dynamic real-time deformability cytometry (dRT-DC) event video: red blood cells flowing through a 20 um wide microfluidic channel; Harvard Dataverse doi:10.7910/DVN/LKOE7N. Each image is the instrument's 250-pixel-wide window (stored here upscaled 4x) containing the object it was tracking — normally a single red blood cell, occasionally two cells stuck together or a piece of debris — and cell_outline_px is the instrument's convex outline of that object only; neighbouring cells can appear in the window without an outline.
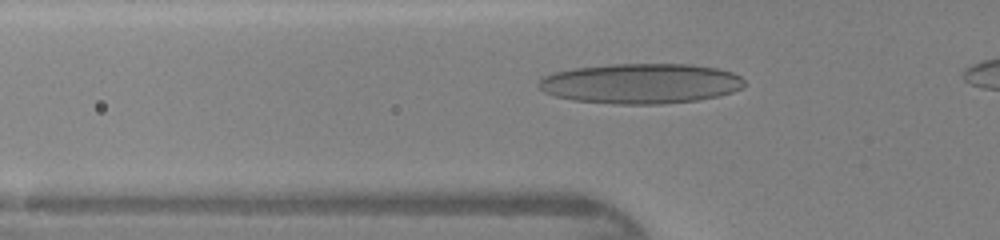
{"species": "human", "species_latin": "Homo sapiens", "temperature_condition": "warm", "stored_images_in_passage": 30, "camera_frame_rate_fps": 3000, "um_per_image_px": 0.085, "donor": {"sex": "female"}, "frame": {"image": 1, "passage_image": 5, "time_ms": 1.333, "image_size_px": [1000, 240], "cell_outline_px": [[748, 84], [732, 92], [720, 96], [696, 100], [660, 104], [612, 104], [572, 100], [556, 96], [544, 92], [536, 84], [544, 76], [556, 72], [572, 68], [612, 64], [688, 64], [716, 68], [732, 72], [740, 76]], "centroid_in_image_um": [54.47, 7.1], "position_along_channel_um": 71.3, "area_um2": 48.26}}
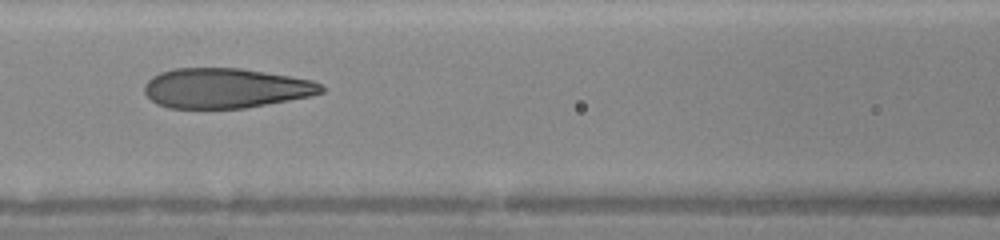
{"frame": {"image": 2, "passage_image": 10, "time_ms": 3.0, "image_size_px": [1000, 240], "cell_outline_px": [[324, 92], [308, 96], [288, 100], [244, 108], [168, 108], [152, 100], [144, 92], [144, 84], [152, 76], [160, 72], [176, 68], [240, 68], [312, 80], [320, 84], [324, 88]], "centroid_in_image_um": [19.14, 7.49], "position_along_channel_um": 147.5, "area_um2": 40.81}}
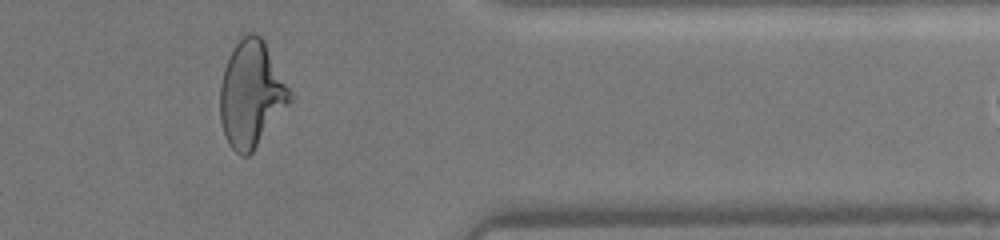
{"frame": {"image": 3, "passage_image": 27, "time_ms": 8.667, "image_size_px": [1000, 240], "cell_outline_px": [[292, 100], [252, 152], [248, 156], [240, 156], [228, 144], [220, 120], [220, 84], [224, 68], [228, 56], [232, 48], [240, 36], [248, 32], [256, 32], [264, 40], [292, 92]], "centroid_in_image_um": [21.35, 7.96], "position_along_channel_um": 390.1, "area_um2": 43.35}}